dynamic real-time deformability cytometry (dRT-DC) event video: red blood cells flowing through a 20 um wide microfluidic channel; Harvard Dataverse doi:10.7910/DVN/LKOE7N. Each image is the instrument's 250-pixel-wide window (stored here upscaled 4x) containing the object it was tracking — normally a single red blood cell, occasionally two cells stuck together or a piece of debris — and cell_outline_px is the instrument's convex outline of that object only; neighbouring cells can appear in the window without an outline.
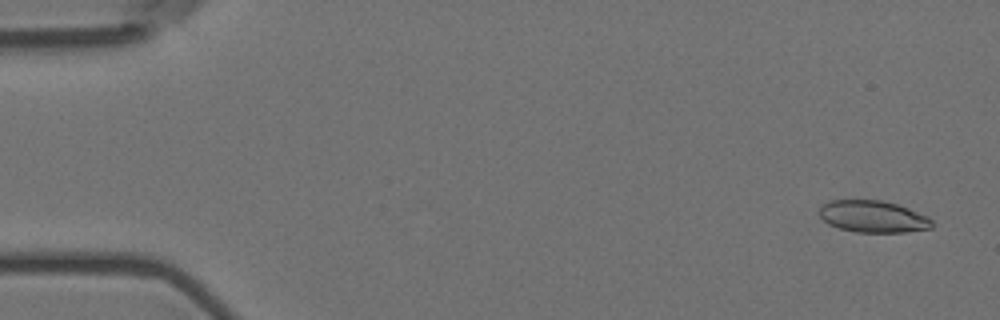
{"species": "Egyptian fruit bat (a non-hibernating species)", "species_latin": "Rousettus aegyptiacus", "temperature_condition": "room temperature", "stored_images_in_passage": 5, "camera_frame_rate_fps": 3000, "um_per_image_px": 0.085, "animal": {"sex": "female"}, "frame": {"image": 1, "passage_image": 1, "time_ms": 0.0, "image_size_px": [1000, 320], "cell_outline_px": [[932, 228], [904, 232], [856, 232], [840, 228], [828, 224], [820, 216], [820, 204], [828, 200], [884, 200], [908, 208], [928, 216], [932, 220]], "centroid_in_image_um": [74.19, 18.4], "position_along_channel_um": 10.8, "area_um2": 20.98}}
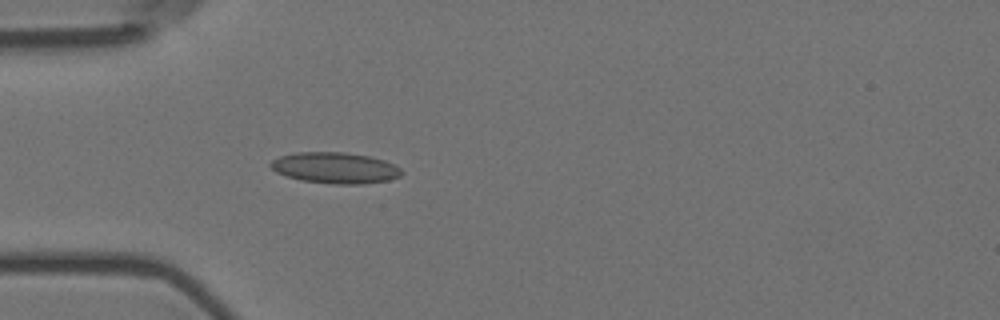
{"frame": {"image": 2, "passage_image": 5, "time_ms": 1.333, "image_size_px": [1000, 320], "cell_outline_px": [[404, 172], [400, 176], [388, 180], [364, 184], [332, 184], [300, 180], [276, 172], [268, 164], [272, 160], [280, 156], [296, 152], [344, 152], [368, 156], [384, 160], [400, 168]], "centroid_in_image_um": [28.48, 14.27], "position_along_channel_um": 56.5, "area_um2": 23.7}}